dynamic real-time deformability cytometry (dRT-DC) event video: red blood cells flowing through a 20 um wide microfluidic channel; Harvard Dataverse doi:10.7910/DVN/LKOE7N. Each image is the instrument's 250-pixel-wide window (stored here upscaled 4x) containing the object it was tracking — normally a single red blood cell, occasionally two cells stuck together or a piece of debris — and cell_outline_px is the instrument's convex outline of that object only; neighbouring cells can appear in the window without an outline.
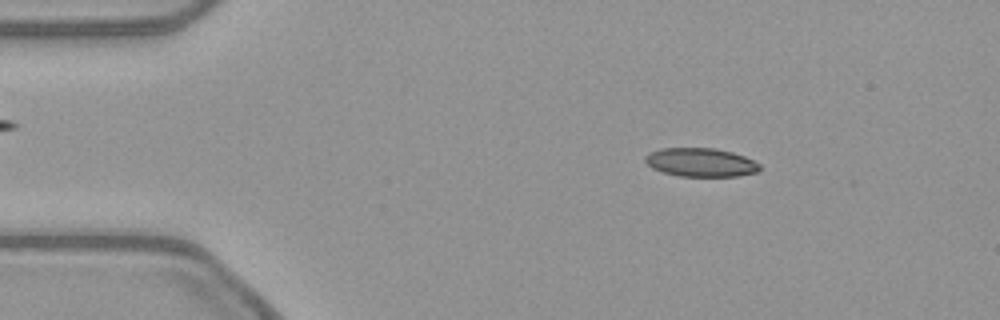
{"species": "common noctule bat (a hibernating species)", "species_latin": "Nyctalus noctula", "temperature_condition": "warm", "stored_images_in_passage": 48, "camera_frame_rate_fps": 3000, "um_per_image_px": 0.085, "animal": {"sex": "female", "body_mass_g": 21.9}, "frame": {"image": 1, "passage_image": 3, "time_ms": 0.667, "image_size_px": [1000, 320], "cell_outline_px": [[760, 172], [740, 176], [680, 176], [664, 172], [652, 168], [644, 160], [644, 156], [648, 152], [660, 148], [716, 148], [732, 152], [744, 156], [760, 164]], "centroid_in_image_um": [59.57, 13.8], "position_along_channel_um": 25.4, "area_um2": 19.25}}
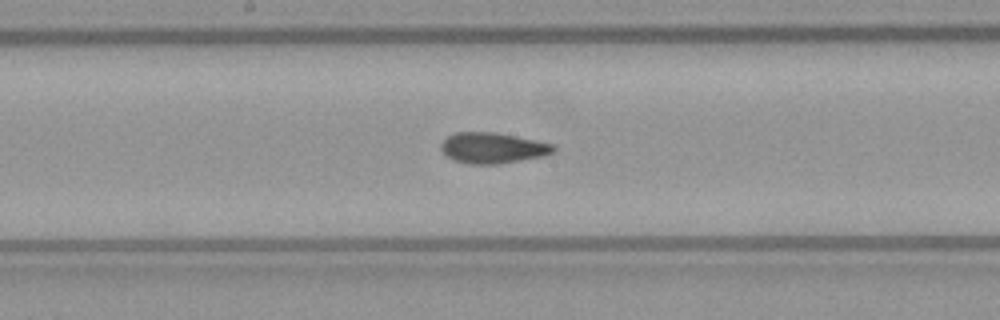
{"frame": {"image": 2, "passage_image": 22, "time_ms": 7.0, "image_size_px": [1000, 320], "cell_outline_px": [[556, 148], [552, 152], [544, 156], [496, 164], [468, 164], [452, 160], [440, 148], [440, 144], [448, 136], [456, 132], [496, 132], [556, 144]], "centroid_in_image_um": [41.88, 12.57], "position_along_channel_um": 206.3, "area_um2": 20.17}}
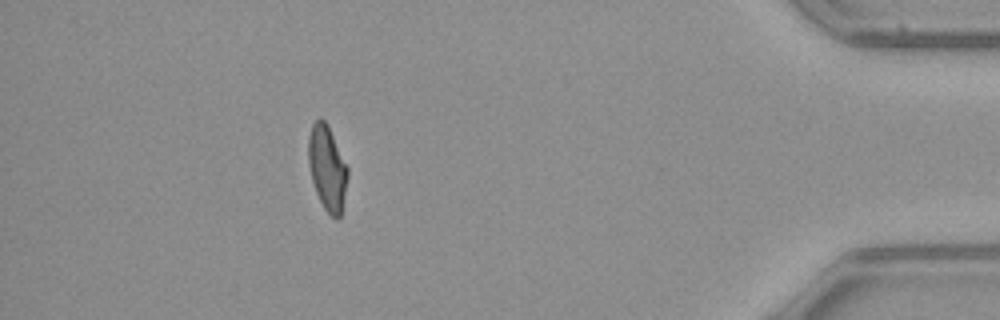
{"frame": {"image": 3, "passage_image": 42, "time_ms": 13.667, "image_size_px": [1000, 320], "cell_outline_px": [[348, 176], [340, 220], [336, 220], [324, 208], [316, 192], [312, 180], [308, 164], [308, 136], [312, 124], [320, 116], [328, 124], [348, 168]], "centroid_in_image_um": [27.81, 14.26], "position_along_channel_um": 407.4, "area_um2": 19.54}, "authors_computed_cell_mechanics": {"area_um2": 19.941, "velocity_mm_per_s": 3.8861, "shape_relaxation_time_tau1_ms": null, "shape_relaxation_time_tau2_ms": 2.0614, "deformation_change_tau1": null, "deformation_change_tau2": 0.0918}}